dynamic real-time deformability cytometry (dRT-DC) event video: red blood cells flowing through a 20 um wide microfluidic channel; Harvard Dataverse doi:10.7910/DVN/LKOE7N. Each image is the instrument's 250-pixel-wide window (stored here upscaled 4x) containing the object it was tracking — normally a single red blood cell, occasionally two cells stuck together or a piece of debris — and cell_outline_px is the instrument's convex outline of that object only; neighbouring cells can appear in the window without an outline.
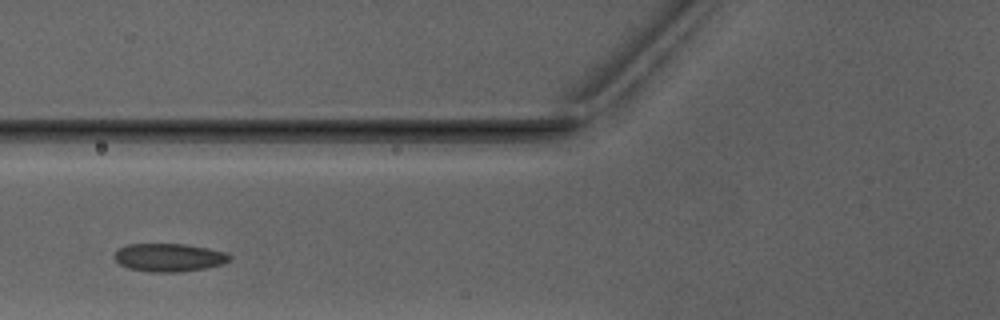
{"species": "Egyptian fruit bat (a non-hibernating species)", "species_latin": "Rousettus aegyptiacus", "temperature_condition": "warm", "stored_images_in_passage": 5, "camera_frame_rate_fps": 3000, "um_per_image_px": 0.085, "animal": {"sex": "male"}, "frame": {"image": 1, "passage_image": 5, "time_ms": 5.667, "image_size_px": [1000, 320], "cell_outline_px": [[232, 256], [224, 264], [204, 268], [176, 272], [148, 272], [128, 268], [120, 264], [112, 256], [120, 248], [128, 244], [184, 244], [208, 248], [224, 252]], "centroid_in_image_um": [14.35, 21.89], "position_along_channel_um": 111.5, "area_um2": 18.79}}